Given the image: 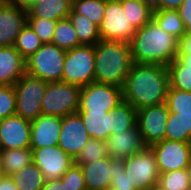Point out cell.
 <instances>
[{
	"mask_svg": "<svg viewBox=\"0 0 191 190\" xmlns=\"http://www.w3.org/2000/svg\"><path fill=\"white\" fill-rule=\"evenodd\" d=\"M72 10L99 26L104 17L105 0H73Z\"/></svg>",
	"mask_w": 191,
	"mask_h": 190,
	"instance_id": "33",
	"label": "cell"
},
{
	"mask_svg": "<svg viewBox=\"0 0 191 190\" xmlns=\"http://www.w3.org/2000/svg\"><path fill=\"white\" fill-rule=\"evenodd\" d=\"M9 1L27 11L30 7H32L34 4L38 3L41 0H9Z\"/></svg>",
	"mask_w": 191,
	"mask_h": 190,
	"instance_id": "46",
	"label": "cell"
},
{
	"mask_svg": "<svg viewBox=\"0 0 191 190\" xmlns=\"http://www.w3.org/2000/svg\"><path fill=\"white\" fill-rule=\"evenodd\" d=\"M73 0H41L30 7L28 17H39L51 20L68 18L72 11Z\"/></svg>",
	"mask_w": 191,
	"mask_h": 190,
	"instance_id": "22",
	"label": "cell"
},
{
	"mask_svg": "<svg viewBox=\"0 0 191 190\" xmlns=\"http://www.w3.org/2000/svg\"><path fill=\"white\" fill-rule=\"evenodd\" d=\"M81 116L90 138L106 141L112 134L113 114L111 111H77Z\"/></svg>",
	"mask_w": 191,
	"mask_h": 190,
	"instance_id": "21",
	"label": "cell"
},
{
	"mask_svg": "<svg viewBox=\"0 0 191 190\" xmlns=\"http://www.w3.org/2000/svg\"><path fill=\"white\" fill-rule=\"evenodd\" d=\"M51 43L66 51L80 46L72 21L69 17L57 20Z\"/></svg>",
	"mask_w": 191,
	"mask_h": 190,
	"instance_id": "30",
	"label": "cell"
},
{
	"mask_svg": "<svg viewBox=\"0 0 191 190\" xmlns=\"http://www.w3.org/2000/svg\"><path fill=\"white\" fill-rule=\"evenodd\" d=\"M187 172H188V179H189V184H190V188H191V159L190 162L188 164V166L186 167Z\"/></svg>",
	"mask_w": 191,
	"mask_h": 190,
	"instance_id": "47",
	"label": "cell"
},
{
	"mask_svg": "<svg viewBox=\"0 0 191 190\" xmlns=\"http://www.w3.org/2000/svg\"><path fill=\"white\" fill-rule=\"evenodd\" d=\"M41 190H66V182L62 179H54L46 181Z\"/></svg>",
	"mask_w": 191,
	"mask_h": 190,
	"instance_id": "44",
	"label": "cell"
},
{
	"mask_svg": "<svg viewBox=\"0 0 191 190\" xmlns=\"http://www.w3.org/2000/svg\"><path fill=\"white\" fill-rule=\"evenodd\" d=\"M169 88L166 66L133 63L122 86L123 100L139 110L166 102Z\"/></svg>",
	"mask_w": 191,
	"mask_h": 190,
	"instance_id": "1",
	"label": "cell"
},
{
	"mask_svg": "<svg viewBox=\"0 0 191 190\" xmlns=\"http://www.w3.org/2000/svg\"><path fill=\"white\" fill-rule=\"evenodd\" d=\"M32 149V161L44 175L45 181L60 179L75 160L58 145Z\"/></svg>",
	"mask_w": 191,
	"mask_h": 190,
	"instance_id": "13",
	"label": "cell"
},
{
	"mask_svg": "<svg viewBox=\"0 0 191 190\" xmlns=\"http://www.w3.org/2000/svg\"><path fill=\"white\" fill-rule=\"evenodd\" d=\"M80 45H95L100 39L98 26L90 21L86 16L75 13L73 10L69 14Z\"/></svg>",
	"mask_w": 191,
	"mask_h": 190,
	"instance_id": "26",
	"label": "cell"
},
{
	"mask_svg": "<svg viewBox=\"0 0 191 190\" xmlns=\"http://www.w3.org/2000/svg\"><path fill=\"white\" fill-rule=\"evenodd\" d=\"M153 20L160 28L172 34L178 40L186 33L185 25L178 10L154 9Z\"/></svg>",
	"mask_w": 191,
	"mask_h": 190,
	"instance_id": "27",
	"label": "cell"
},
{
	"mask_svg": "<svg viewBox=\"0 0 191 190\" xmlns=\"http://www.w3.org/2000/svg\"><path fill=\"white\" fill-rule=\"evenodd\" d=\"M170 87L181 91L191 92V71L178 58H175L168 66Z\"/></svg>",
	"mask_w": 191,
	"mask_h": 190,
	"instance_id": "32",
	"label": "cell"
},
{
	"mask_svg": "<svg viewBox=\"0 0 191 190\" xmlns=\"http://www.w3.org/2000/svg\"><path fill=\"white\" fill-rule=\"evenodd\" d=\"M66 50L53 43L43 45L26 59V73L46 82L61 81Z\"/></svg>",
	"mask_w": 191,
	"mask_h": 190,
	"instance_id": "5",
	"label": "cell"
},
{
	"mask_svg": "<svg viewBox=\"0 0 191 190\" xmlns=\"http://www.w3.org/2000/svg\"><path fill=\"white\" fill-rule=\"evenodd\" d=\"M98 31L101 40L129 43L137 30L124 13L120 0H105L104 17Z\"/></svg>",
	"mask_w": 191,
	"mask_h": 190,
	"instance_id": "9",
	"label": "cell"
},
{
	"mask_svg": "<svg viewBox=\"0 0 191 190\" xmlns=\"http://www.w3.org/2000/svg\"><path fill=\"white\" fill-rule=\"evenodd\" d=\"M166 104L172 113L191 115V92L169 88Z\"/></svg>",
	"mask_w": 191,
	"mask_h": 190,
	"instance_id": "36",
	"label": "cell"
},
{
	"mask_svg": "<svg viewBox=\"0 0 191 190\" xmlns=\"http://www.w3.org/2000/svg\"><path fill=\"white\" fill-rule=\"evenodd\" d=\"M122 101V87L93 82L81 88L78 111L108 112Z\"/></svg>",
	"mask_w": 191,
	"mask_h": 190,
	"instance_id": "10",
	"label": "cell"
},
{
	"mask_svg": "<svg viewBox=\"0 0 191 190\" xmlns=\"http://www.w3.org/2000/svg\"><path fill=\"white\" fill-rule=\"evenodd\" d=\"M61 179L62 182H66V190H87L81 167L75 163Z\"/></svg>",
	"mask_w": 191,
	"mask_h": 190,
	"instance_id": "40",
	"label": "cell"
},
{
	"mask_svg": "<svg viewBox=\"0 0 191 190\" xmlns=\"http://www.w3.org/2000/svg\"><path fill=\"white\" fill-rule=\"evenodd\" d=\"M105 143L108 156L118 159L127 158L148 147L137 125L132 129L111 134Z\"/></svg>",
	"mask_w": 191,
	"mask_h": 190,
	"instance_id": "17",
	"label": "cell"
},
{
	"mask_svg": "<svg viewBox=\"0 0 191 190\" xmlns=\"http://www.w3.org/2000/svg\"><path fill=\"white\" fill-rule=\"evenodd\" d=\"M177 10L185 25L186 33L191 34V0H184Z\"/></svg>",
	"mask_w": 191,
	"mask_h": 190,
	"instance_id": "42",
	"label": "cell"
},
{
	"mask_svg": "<svg viewBox=\"0 0 191 190\" xmlns=\"http://www.w3.org/2000/svg\"><path fill=\"white\" fill-rule=\"evenodd\" d=\"M2 170L5 176H11L18 172L32 161V149H10L0 151Z\"/></svg>",
	"mask_w": 191,
	"mask_h": 190,
	"instance_id": "23",
	"label": "cell"
},
{
	"mask_svg": "<svg viewBox=\"0 0 191 190\" xmlns=\"http://www.w3.org/2000/svg\"><path fill=\"white\" fill-rule=\"evenodd\" d=\"M42 45L43 42L36 35L32 27L27 23L17 36L13 47L26 60L32 54H34Z\"/></svg>",
	"mask_w": 191,
	"mask_h": 190,
	"instance_id": "31",
	"label": "cell"
},
{
	"mask_svg": "<svg viewBox=\"0 0 191 190\" xmlns=\"http://www.w3.org/2000/svg\"><path fill=\"white\" fill-rule=\"evenodd\" d=\"M158 186L162 190H187L190 188L186 168L162 173L159 176Z\"/></svg>",
	"mask_w": 191,
	"mask_h": 190,
	"instance_id": "35",
	"label": "cell"
},
{
	"mask_svg": "<svg viewBox=\"0 0 191 190\" xmlns=\"http://www.w3.org/2000/svg\"><path fill=\"white\" fill-rule=\"evenodd\" d=\"M169 113L166 102L137 110L136 125L148 147L165 140Z\"/></svg>",
	"mask_w": 191,
	"mask_h": 190,
	"instance_id": "12",
	"label": "cell"
},
{
	"mask_svg": "<svg viewBox=\"0 0 191 190\" xmlns=\"http://www.w3.org/2000/svg\"><path fill=\"white\" fill-rule=\"evenodd\" d=\"M87 190H104L113 179V158L110 156L80 165Z\"/></svg>",
	"mask_w": 191,
	"mask_h": 190,
	"instance_id": "19",
	"label": "cell"
},
{
	"mask_svg": "<svg viewBox=\"0 0 191 190\" xmlns=\"http://www.w3.org/2000/svg\"><path fill=\"white\" fill-rule=\"evenodd\" d=\"M16 114V92L13 85H0V120Z\"/></svg>",
	"mask_w": 191,
	"mask_h": 190,
	"instance_id": "38",
	"label": "cell"
},
{
	"mask_svg": "<svg viewBox=\"0 0 191 190\" xmlns=\"http://www.w3.org/2000/svg\"><path fill=\"white\" fill-rule=\"evenodd\" d=\"M176 58L180 59L191 71V34L185 33L178 40V52Z\"/></svg>",
	"mask_w": 191,
	"mask_h": 190,
	"instance_id": "41",
	"label": "cell"
},
{
	"mask_svg": "<svg viewBox=\"0 0 191 190\" xmlns=\"http://www.w3.org/2000/svg\"><path fill=\"white\" fill-rule=\"evenodd\" d=\"M81 88L62 81L48 82L42 98V114L64 117L79 109Z\"/></svg>",
	"mask_w": 191,
	"mask_h": 190,
	"instance_id": "6",
	"label": "cell"
},
{
	"mask_svg": "<svg viewBox=\"0 0 191 190\" xmlns=\"http://www.w3.org/2000/svg\"><path fill=\"white\" fill-rule=\"evenodd\" d=\"M184 0H159L153 7L154 9H173L177 10Z\"/></svg>",
	"mask_w": 191,
	"mask_h": 190,
	"instance_id": "43",
	"label": "cell"
},
{
	"mask_svg": "<svg viewBox=\"0 0 191 190\" xmlns=\"http://www.w3.org/2000/svg\"><path fill=\"white\" fill-rule=\"evenodd\" d=\"M0 151H1V133H0Z\"/></svg>",
	"mask_w": 191,
	"mask_h": 190,
	"instance_id": "52",
	"label": "cell"
},
{
	"mask_svg": "<svg viewBox=\"0 0 191 190\" xmlns=\"http://www.w3.org/2000/svg\"><path fill=\"white\" fill-rule=\"evenodd\" d=\"M160 174L186 168L191 159V142L163 140L149 146Z\"/></svg>",
	"mask_w": 191,
	"mask_h": 190,
	"instance_id": "11",
	"label": "cell"
},
{
	"mask_svg": "<svg viewBox=\"0 0 191 190\" xmlns=\"http://www.w3.org/2000/svg\"><path fill=\"white\" fill-rule=\"evenodd\" d=\"M145 3L151 5L152 7H154L159 0H143Z\"/></svg>",
	"mask_w": 191,
	"mask_h": 190,
	"instance_id": "48",
	"label": "cell"
},
{
	"mask_svg": "<svg viewBox=\"0 0 191 190\" xmlns=\"http://www.w3.org/2000/svg\"><path fill=\"white\" fill-rule=\"evenodd\" d=\"M26 73V60L13 47H0V85H14Z\"/></svg>",
	"mask_w": 191,
	"mask_h": 190,
	"instance_id": "20",
	"label": "cell"
},
{
	"mask_svg": "<svg viewBox=\"0 0 191 190\" xmlns=\"http://www.w3.org/2000/svg\"><path fill=\"white\" fill-rule=\"evenodd\" d=\"M1 150L30 148L31 121L13 115L0 120Z\"/></svg>",
	"mask_w": 191,
	"mask_h": 190,
	"instance_id": "16",
	"label": "cell"
},
{
	"mask_svg": "<svg viewBox=\"0 0 191 190\" xmlns=\"http://www.w3.org/2000/svg\"><path fill=\"white\" fill-rule=\"evenodd\" d=\"M28 24L43 43H51L57 20L28 17Z\"/></svg>",
	"mask_w": 191,
	"mask_h": 190,
	"instance_id": "37",
	"label": "cell"
},
{
	"mask_svg": "<svg viewBox=\"0 0 191 190\" xmlns=\"http://www.w3.org/2000/svg\"><path fill=\"white\" fill-rule=\"evenodd\" d=\"M61 117L40 114L31 121L30 148L58 145Z\"/></svg>",
	"mask_w": 191,
	"mask_h": 190,
	"instance_id": "18",
	"label": "cell"
},
{
	"mask_svg": "<svg viewBox=\"0 0 191 190\" xmlns=\"http://www.w3.org/2000/svg\"><path fill=\"white\" fill-rule=\"evenodd\" d=\"M134 63L168 66L177 56L178 39L152 19L129 42Z\"/></svg>",
	"mask_w": 191,
	"mask_h": 190,
	"instance_id": "2",
	"label": "cell"
},
{
	"mask_svg": "<svg viewBox=\"0 0 191 190\" xmlns=\"http://www.w3.org/2000/svg\"><path fill=\"white\" fill-rule=\"evenodd\" d=\"M149 190H162L158 185L155 187L150 188Z\"/></svg>",
	"mask_w": 191,
	"mask_h": 190,
	"instance_id": "50",
	"label": "cell"
},
{
	"mask_svg": "<svg viewBox=\"0 0 191 190\" xmlns=\"http://www.w3.org/2000/svg\"><path fill=\"white\" fill-rule=\"evenodd\" d=\"M95 50L93 45H80L66 51L62 82L80 88L95 82Z\"/></svg>",
	"mask_w": 191,
	"mask_h": 190,
	"instance_id": "4",
	"label": "cell"
},
{
	"mask_svg": "<svg viewBox=\"0 0 191 190\" xmlns=\"http://www.w3.org/2000/svg\"><path fill=\"white\" fill-rule=\"evenodd\" d=\"M123 11L133 27L138 30L153 19L154 8L143 0H120Z\"/></svg>",
	"mask_w": 191,
	"mask_h": 190,
	"instance_id": "24",
	"label": "cell"
},
{
	"mask_svg": "<svg viewBox=\"0 0 191 190\" xmlns=\"http://www.w3.org/2000/svg\"><path fill=\"white\" fill-rule=\"evenodd\" d=\"M108 157L104 140L89 138L84 144L80 154L75 159V164L82 165Z\"/></svg>",
	"mask_w": 191,
	"mask_h": 190,
	"instance_id": "34",
	"label": "cell"
},
{
	"mask_svg": "<svg viewBox=\"0 0 191 190\" xmlns=\"http://www.w3.org/2000/svg\"><path fill=\"white\" fill-rule=\"evenodd\" d=\"M165 130L167 140L191 142V115L170 112Z\"/></svg>",
	"mask_w": 191,
	"mask_h": 190,
	"instance_id": "25",
	"label": "cell"
},
{
	"mask_svg": "<svg viewBox=\"0 0 191 190\" xmlns=\"http://www.w3.org/2000/svg\"><path fill=\"white\" fill-rule=\"evenodd\" d=\"M0 190H19L10 176H4L0 179Z\"/></svg>",
	"mask_w": 191,
	"mask_h": 190,
	"instance_id": "45",
	"label": "cell"
},
{
	"mask_svg": "<svg viewBox=\"0 0 191 190\" xmlns=\"http://www.w3.org/2000/svg\"><path fill=\"white\" fill-rule=\"evenodd\" d=\"M124 159L113 158V179L110 187L115 190H136L124 172Z\"/></svg>",
	"mask_w": 191,
	"mask_h": 190,
	"instance_id": "39",
	"label": "cell"
},
{
	"mask_svg": "<svg viewBox=\"0 0 191 190\" xmlns=\"http://www.w3.org/2000/svg\"><path fill=\"white\" fill-rule=\"evenodd\" d=\"M95 50V82L122 87L133 62L129 43L99 40Z\"/></svg>",
	"mask_w": 191,
	"mask_h": 190,
	"instance_id": "3",
	"label": "cell"
},
{
	"mask_svg": "<svg viewBox=\"0 0 191 190\" xmlns=\"http://www.w3.org/2000/svg\"><path fill=\"white\" fill-rule=\"evenodd\" d=\"M89 138L87 129L77 112L61 118L58 146L74 160Z\"/></svg>",
	"mask_w": 191,
	"mask_h": 190,
	"instance_id": "14",
	"label": "cell"
},
{
	"mask_svg": "<svg viewBox=\"0 0 191 190\" xmlns=\"http://www.w3.org/2000/svg\"><path fill=\"white\" fill-rule=\"evenodd\" d=\"M113 114L112 134L132 129L137 124V110L123 100L111 110Z\"/></svg>",
	"mask_w": 191,
	"mask_h": 190,
	"instance_id": "29",
	"label": "cell"
},
{
	"mask_svg": "<svg viewBox=\"0 0 191 190\" xmlns=\"http://www.w3.org/2000/svg\"><path fill=\"white\" fill-rule=\"evenodd\" d=\"M124 172L136 190H149L158 185L160 172L153 151L147 147L124 158Z\"/></svg>",
	"mask_w": 191,
	"mask_h": 190,
	"instance_id": "8",
	"label": "cell"
},
{
	"mask_svg": "<svg viewBox=\"0 0 191 190\" xmlns=\"http://www.w3.org/2000/svg\"><path fill=\"white\" fill-rule=\"evenodd\" d=\"M5 176L3 170H2V166H1V160H0V179L3 178Z\"/></svg>",
	"mask_w": 191,
	"mask_h": 190,
	"instance_id": "49",
	"label": "cell"
},
{
	"mask_svg": "<svg viewBox=\"0 0 191 190\" xmlns=\"http://www.w3.org/2000/svg\"><path fill=\"white\" fill-rule=\"evenodd\" d=\"M46 81L25 73L13 86L16 92V115L32 121L42 114Z\"/></svg>",
	"mask_w": 191,
	"mask_h": 190,
	"instance_id": "7",
	"label": "cell"
},
{
	"mask_svg": "<svg viewBox=\"0 0 191 190\" xmlns=\"http://www.w3.org/2000/svg\"><path fill=\"white\" fill-rule=\"evenodd\" d=\"M28 23V12L9 0H0V47L13 46Z\"/></svg>",
	"mask_w": 191,
	"mask_h": 190,
	"instance_id": "15",
	"label": "cell"
},
{
	"mask_svg": "<svg viewBox=\"0 0 191 190\" xmlns=\"http://www.w3.org/2000/svg\"><path fill=\"white\" fill-rule=\"evenodd\" d=\"M10 177L19 190H41L46 182L44 175L33 162Z\"/></svg>",
	"mask_w": 191,
	"mask_h": 190,
	"instance_id": "28",
	"label": "cell"
},
{
	"mask_svg": "<svg viewBox=\"0 0 191 190\" xmlns=\"http://www.w3.org/2000/svg\"><path fill=\"white\" fill-rule=\"evenodd\" d=\"M104 190H115V189H113V188L109 187V188L104 189Z\"/></svg>",
	"mask_w": 191,
	"mask_h": 190,
	"instance_id": "51",
	"label": "cell"
}]
</instances>
